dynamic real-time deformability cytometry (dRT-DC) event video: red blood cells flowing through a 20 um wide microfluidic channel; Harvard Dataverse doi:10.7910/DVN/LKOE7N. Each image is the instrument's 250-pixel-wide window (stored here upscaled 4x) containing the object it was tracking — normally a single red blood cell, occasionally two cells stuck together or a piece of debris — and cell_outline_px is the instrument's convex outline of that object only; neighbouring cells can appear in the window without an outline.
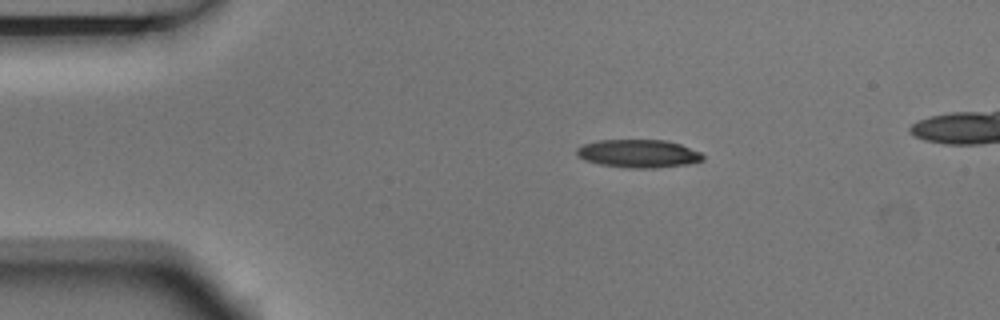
{"species": "Egyptian fruit bat (a non-hibernating species)", "species_latin": "Rousettus aegyptiacus", "temperature_condition": "room temperature", "stored_images_in_passage": 7, "camera_frame_rate_fps": 3000, "um_per_image_px": 0.085, "animal": {"sex": "male"}, "frame": {"image": 1, "passage_image": 2, "time_ms": 0.333, "image_size_px": [1000, 320], "cell_outline_px": [[704, 160], [688, 164], [656, 168], [624, 168], [600, 164], [584, 160], [576, 156], [576, 148], [584, 144], [596, 140], [668, 140], [680, 144], [700, 152], [704, 156]], "centroid_in_image_um": [54.25, 13.06], "position_along_channel_um": 30.8, "area_um2": 20.87}}
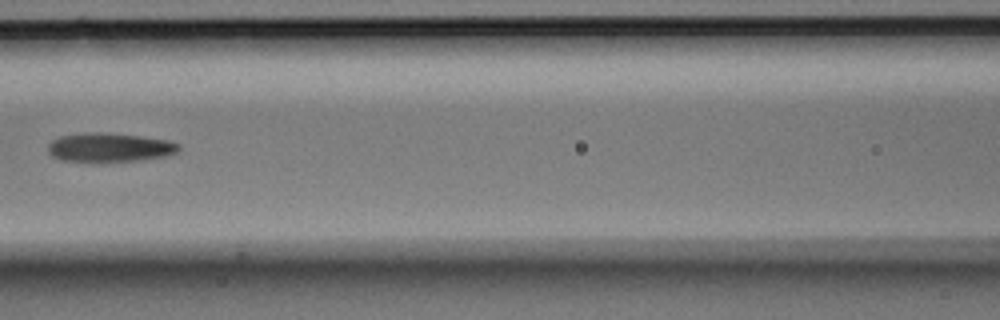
{"frame": {"image": 2, "passage_image": 6, "time_ms": 1.667, "image_size_px": [1000, 320], "cell_outline_px": [[180, 148], [176, 152], [168, 156], [140, 160], [60, 160], [52, 156], [48, 152], [48, 144], [52, 140], [60, 136], [84, 132], [104, 132], [140, 136], [168, 140], [180, 144]], "centroid_in_image_um": [9.32, 12.5], "position_along_channel_um": 157.3, "area_um2": 21.79}}
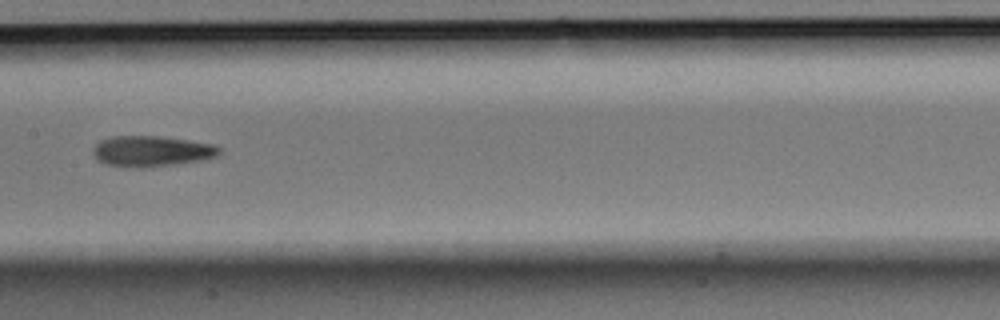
{"frame": {"image": 3, "passage_image": 7, "time_ms": 2.0, "image_size_px": [1000, 320], "cell_outline_px": [[220, 152], [216, 156], [208, 160], [144, 168], [128, 168], [104, 164], [96, 160], [92, 152], [92, 148], [100, 140], [112, 136], [160, 136], [188, 140], [212, 144], [220, 148]], "centroid_in_image_um": [12.85, 12.87], "position_along_channel_um": 194.6, "area_um2": 23.06}}